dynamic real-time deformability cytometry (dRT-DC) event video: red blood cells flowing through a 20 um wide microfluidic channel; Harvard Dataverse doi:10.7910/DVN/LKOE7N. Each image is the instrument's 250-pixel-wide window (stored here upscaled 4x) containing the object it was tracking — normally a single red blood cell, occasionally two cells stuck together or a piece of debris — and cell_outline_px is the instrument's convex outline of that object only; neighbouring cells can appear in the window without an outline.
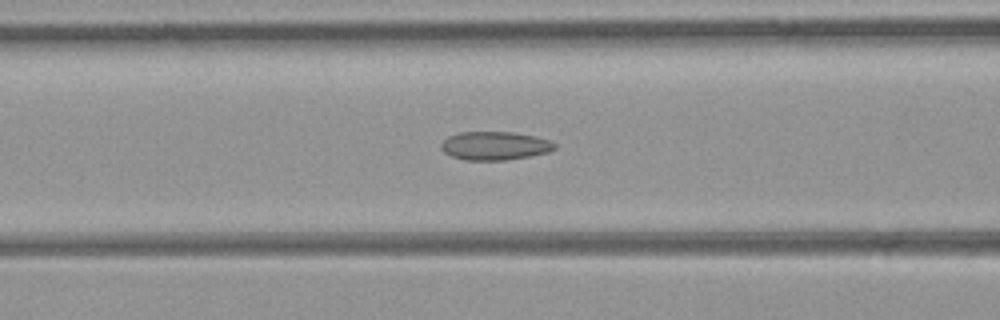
{"species": "common noctule bat (a hibernating species)", "species_latin": "Nyctalus noctula", "temperature_condition": "room temperature", "stored_images_in_passage": 35, "camera_frame_rate_fps": 3000, "um_per_image_px": 0.085, "animal": {"sex": "female", "body_mass_g": 21.9}, "frame": {"image": 1, "passage_image": 7, "time_ms": 2.0, "image_size_px": [1000, 320], "cell_outline_px": [[556, 148], [548, 152], [508, 160], [464, 160], [452, 156], [444, 152], [440, 148], [440, 144], [448, 136], [460, 132], [512, 132], [532, 136], [548, 140], [556, 144]], "centroid_in_image_um": [42.02, 12.39], "position_along_channel_um": 124.6, "area_um2": 18.73}}
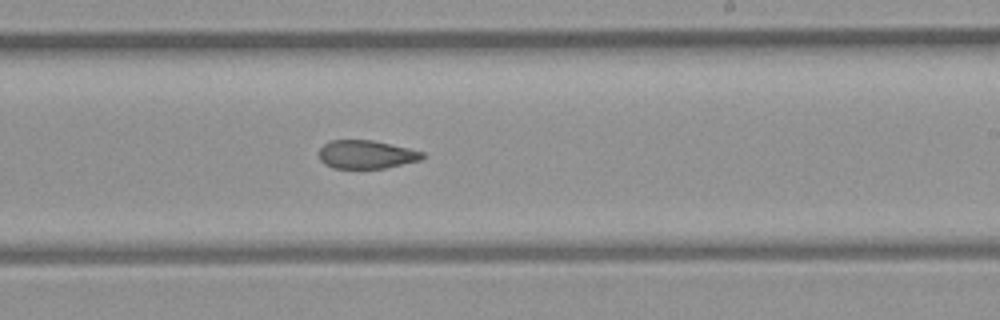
{"frame": {"image": 2, "passage_image": 16, "time_ms": 5.0, "image_size_px": [1000, 320], "cell_outline_px": [[424, 156], [420, 160], [384, 168], [332, 168], [324, 164], [320, 160], [320, 148], [324, 144], [332, 140], [372, 140], [408, 148], [424, 152]], "centroid_in_image_um": [31.12, 13.13], "position_along_channel_um": 257.9, "area_um2": 16.94}}
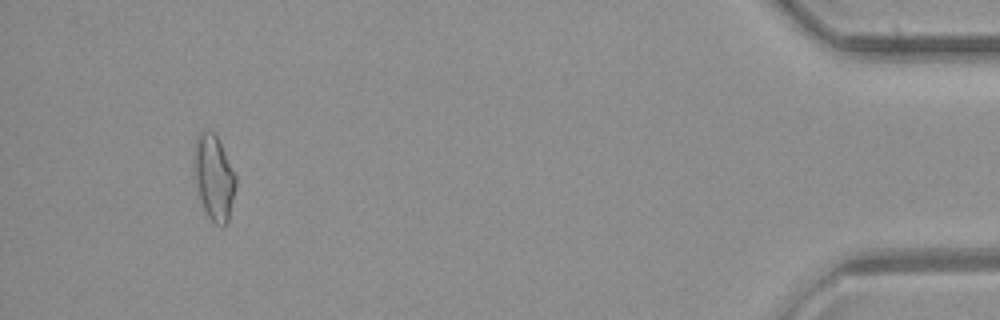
{"frame": {"image": 3, "passage_image": 32, "time_ms": 10.333, "image_size_px": [1000, 320], "cell_outline_px": [[236, 188], [228, 224], [216, 224], [208, 216], [200, 200], [192, 164], [192, 156], [196, 136], [200, 132], [212, 132], [216, 136], [236, 176]], "centroid_in_image_um": [18.16, 15.09], "position_along_channel_um": 417.0, "area_um2": 20.63}}